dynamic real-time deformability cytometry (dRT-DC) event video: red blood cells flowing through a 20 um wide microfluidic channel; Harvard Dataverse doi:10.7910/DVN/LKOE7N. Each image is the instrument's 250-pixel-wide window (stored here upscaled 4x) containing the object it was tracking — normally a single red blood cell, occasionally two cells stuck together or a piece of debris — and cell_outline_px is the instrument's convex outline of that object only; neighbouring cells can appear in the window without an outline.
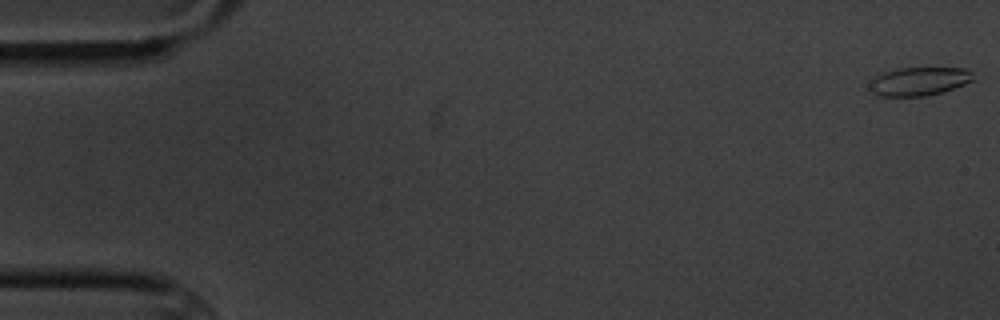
{"species": "common noctule bat (a hibernating species)", "species_latin": "Nyctalus noctula", "temperature_condition": "cold", "stored_images_in_passage": 5, "camera_frame_rate_fps": 3000, "um_per_image_px": 0.085, "animal": {"sex": "male", "body_mass_g": 20.1, "forearm_length_mm": 53.5}, "frame": {"image": 1, "passage_image": 1, "time_ms": 0.0, "image_size_px": [1000, 320], "cell_outline_px": [[972, 80], [964, 84], [940, 92], [924, 96], [880, 96], [872, 92], [868, 88], [868, 84], [876, 76], [884, 72], [896, 68], [964, 68], [972, 72]], "centroid_in_image_um": [78.06, 6.91], "position_along_channel_um": 6.9, "area_um2": 16.99}}
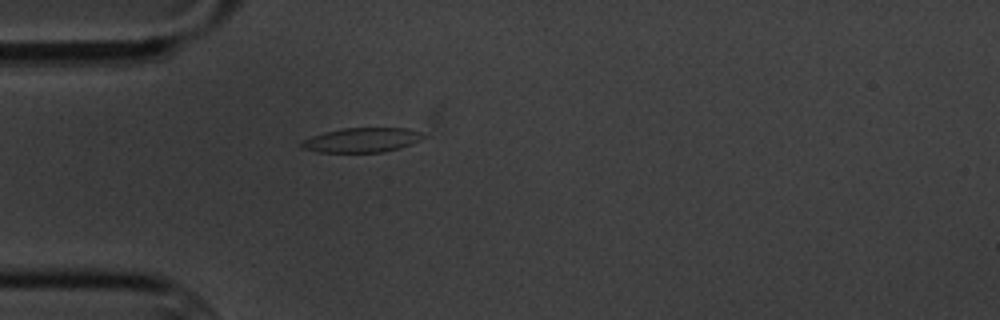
{"frame": {"image": 2, "passage_image": 5, "time_ms": 5.333, "image_size_px": [1000, 320], "cell_outline_px": [[428, 136], [420, 140], [400, 148], [384, 152], [316, 152], [300, 148], [300, 144], [304, 140], [312, 136], [324, 132], [344, 128], [408, 128], [420, 132]], "centroid_in_image_um": [30.77, 11.9], "position_along_channel_um": 54.2, "area_um2": 17.46}}